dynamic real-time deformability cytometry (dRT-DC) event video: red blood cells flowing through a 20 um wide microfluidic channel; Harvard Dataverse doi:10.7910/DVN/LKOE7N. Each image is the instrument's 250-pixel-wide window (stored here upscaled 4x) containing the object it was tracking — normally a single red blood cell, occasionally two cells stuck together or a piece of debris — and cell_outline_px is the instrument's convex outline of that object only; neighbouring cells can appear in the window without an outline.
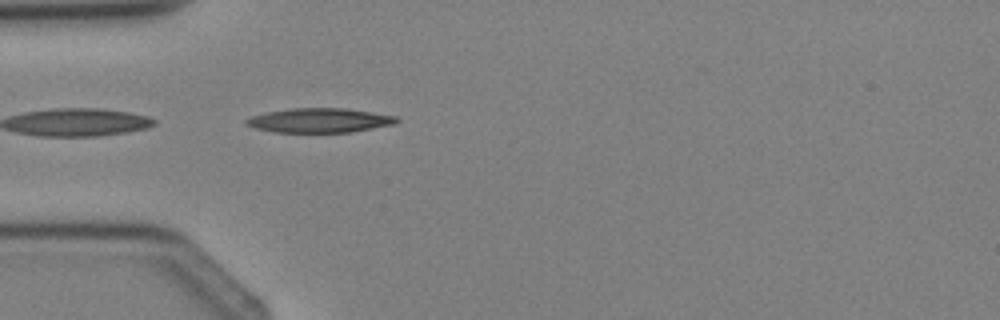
{"species": "Egyptian fruit bat (a non-hibernating species)", "species_latin": "Rousettus aegyptiacus", "temperature_condition": "cold", "stored_images_in_passage": 2, "camera_frame_rate_fps": 3000, "um_per_image_px": 0.085, "animal": {"sex": "female"}, "frame": {"image": 1, "passage_image": 2, "time_ms": 1.333, "image_size_px": [1000, 320], "cell_outline_px": [[400, 120], [396, 124], [352, 132], [276, 132], [256, 128], [244, 124], [244, 120], [252, 116], [264, 112], [292, 108], [344, 108], [372, 112], [396, 116]], "centroid_in_image_um": [27.17, 10.23], "position_along_channel_um": 57.8, "area_um2": 21.44}}